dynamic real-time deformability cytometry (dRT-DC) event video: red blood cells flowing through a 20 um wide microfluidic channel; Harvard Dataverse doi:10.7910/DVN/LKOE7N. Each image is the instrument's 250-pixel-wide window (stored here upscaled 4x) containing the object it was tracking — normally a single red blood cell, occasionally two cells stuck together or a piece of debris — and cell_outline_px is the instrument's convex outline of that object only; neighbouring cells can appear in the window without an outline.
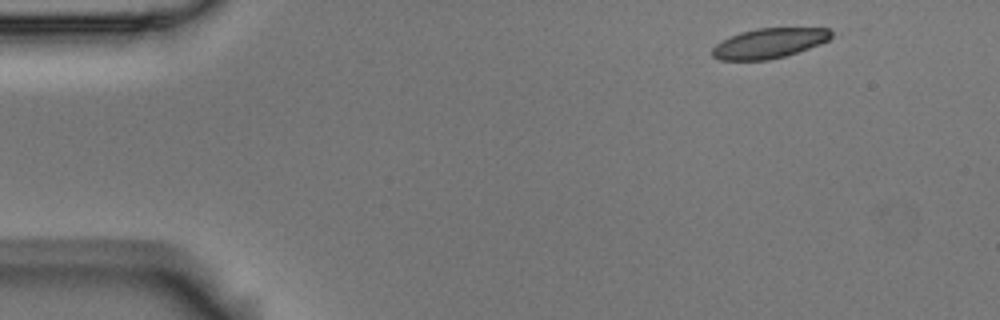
{"species": "Egyptian fruit bat (a non-hibernating species)", "species_latin": "Rousettus aegyptiacus", "temperature_condition": "room temperature", "stored_images_in_passage": 4, "camera_frame_rate_fps": 3000, "um_per_image_px": 0.085, "animal": {"sex": "male"}, "frame": {"image": 1, "passage_image": 1, "time_ms": 0.0, "image_size_px": [1000, 320], "cell_outline_px": [[832, 36], [828, 40], [820, 44], [784, 56], [768, 60], [720, 60], [712, 56], [712, 48], [716, 44], [740, 32], [756, 28], [828, 28], [832, 32]], "centroid_in_image_um": [65.37, 3.67], "position_along_channel_um": 19.6, "area_um2": 20.58}}
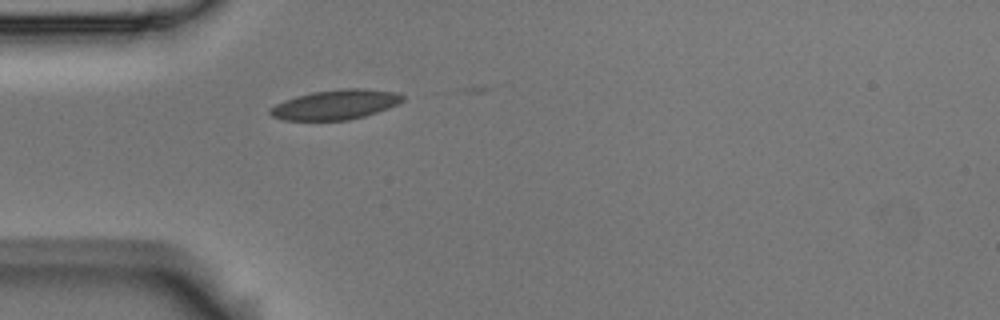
{"frame": {"image": 2, "passage_image": 4, "time_ms": 1.0, "image_size_px": [1000, 320], "cell_outline_px": [[404, 100], [388, 108], [364, 116], [348, 120], [284, 120], [272, 116], [268, 112], [276, 104], [284, 100], [296, 96], [312, 92], [340, 88], [364, 88], [396, 92], [404, 96]], "centroid_in_image_um": [28.52, 8.88], "position_along_channel_um": 56.5, "area_um2": 22.89}}